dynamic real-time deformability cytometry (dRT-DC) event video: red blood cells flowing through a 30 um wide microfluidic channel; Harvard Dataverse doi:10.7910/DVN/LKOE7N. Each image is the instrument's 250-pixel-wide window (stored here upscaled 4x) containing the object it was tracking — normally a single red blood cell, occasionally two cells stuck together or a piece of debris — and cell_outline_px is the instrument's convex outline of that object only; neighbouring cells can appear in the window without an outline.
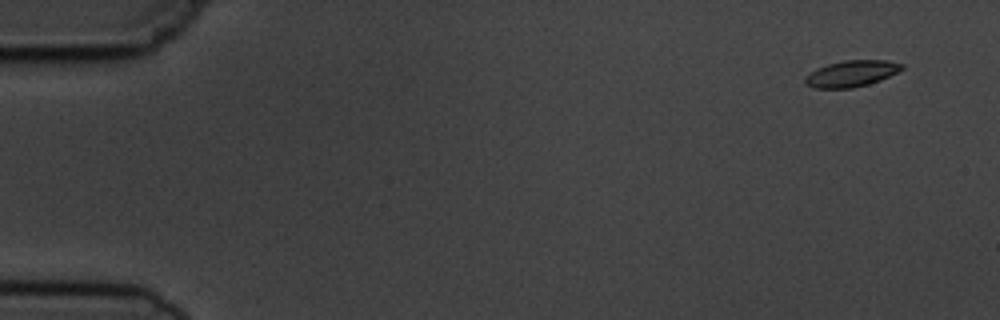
{"species": "common noctule bat (a hibernating species)", "species_latin": "Nyctalus noctula", "temperature_condition": "cold", "stored_images_in_passage": 6, "camera_frame_rate_fps": 3000, "um_per_image_px": 0.085, "animal": {"sex": "male", "body_mass_g": 19.5, "forearm_length_mm": 54.6}, "frame": {"image": 1, "passage_image": 1, "time_ms": 0.0, "image_size_px": [1000, 320], "cell_outline_px": [[904, 68], [880, 80], [868, 84], [852, 88], [816, 88], [804, 84], [804, 76], [816, 68], [828, 64], [844, 60], [884, 60], [904, 64]], "centroid_in_image_um": [72.33, 6.25], "position_along_channel_um": 12.7, "area_um2": 14.8}}
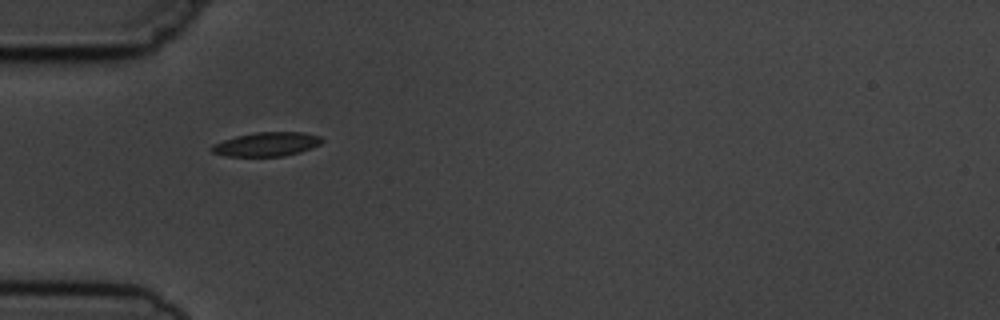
{"frame": {"image": 2, "passage_image": 5, "time_ms": 4.667, "image_size_px": [1000, 320], "cell_outline_px": [[324, 140], [320, 144], [300, 152], [284, 156], [224, 156], [212, 152], [208, 148], [212, 144], [236, 136], [256, 132], [304, 132], [320, 136]], "centroid_in_image_um": [22.64, 12.26], "position_along_channel_um": 62.4, "area_um2": 15.49}}
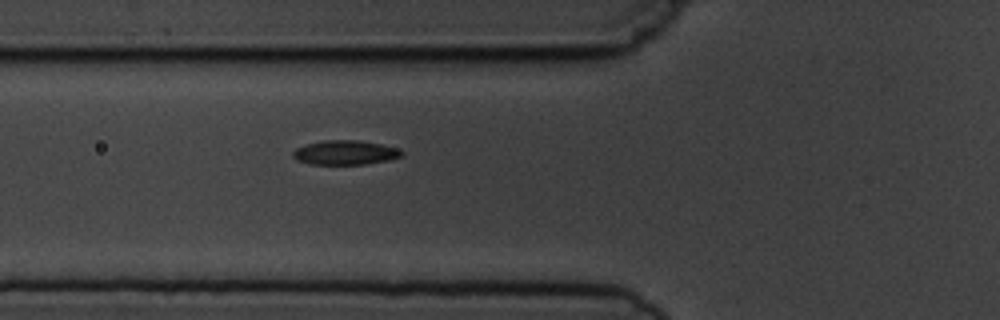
{"frame": {"image": 3, "passage_image": 6, "time_ms": 5.667, "image_size_px": [1000, 320], "cell_outline_px": [[404, 156], [388, 160], [364, 164], [312, 164], [296, 160], [292, 156], [292, 152], [296, 148], [304, 144], [324, 140], [360, 140], [380, 144], [396, 148], [404, 152]], "centroid_in_image_um": [29.32, 12.96], "position_along_channel_um": 96.5, "area_um2": 15.49}}